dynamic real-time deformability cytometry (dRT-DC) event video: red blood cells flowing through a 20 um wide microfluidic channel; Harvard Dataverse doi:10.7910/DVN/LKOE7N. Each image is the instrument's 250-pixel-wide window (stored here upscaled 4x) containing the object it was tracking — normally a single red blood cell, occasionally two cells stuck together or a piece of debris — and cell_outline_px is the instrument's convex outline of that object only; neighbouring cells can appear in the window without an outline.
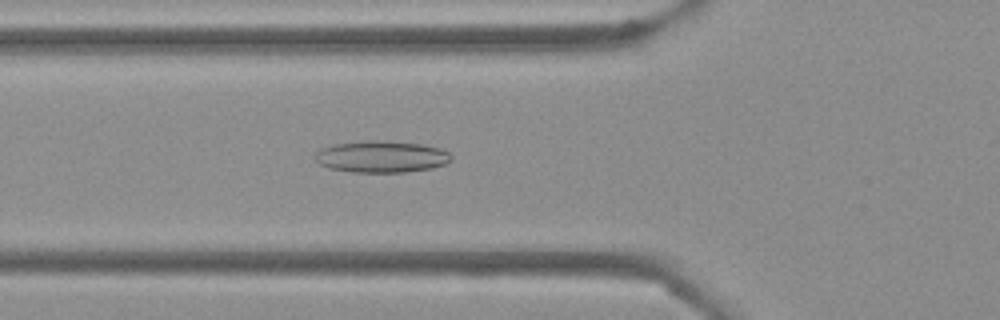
{"species": "Egyptian fruit bat (a non-hibernating species)", "species_latin": "Rousettus aegyptiacus", "temperature_condition": "cold", "stored_images_in_passage": 37, "camera_frame_rate_fps": 3000, "um_per_image_px": 0.085, "frame": {"image": 1, "passage_image": 8, "time_ms": 2.333, "image_size_px": [1000, 320], "cell_outline_px": [[452, 160], [448, 164], [432, 168], [408, 172], [352, 172], [328, 168], [320, 164], [312, 156], [320, 148], [332, 144], [360, 140], [384, 140], [420, 144], [440, 148], [448, 152], [452, 156]], "centroid_in_image_um": [32.4, 13.31], "position_along_channel_um": 93.4, "area_um2": 25.66}}
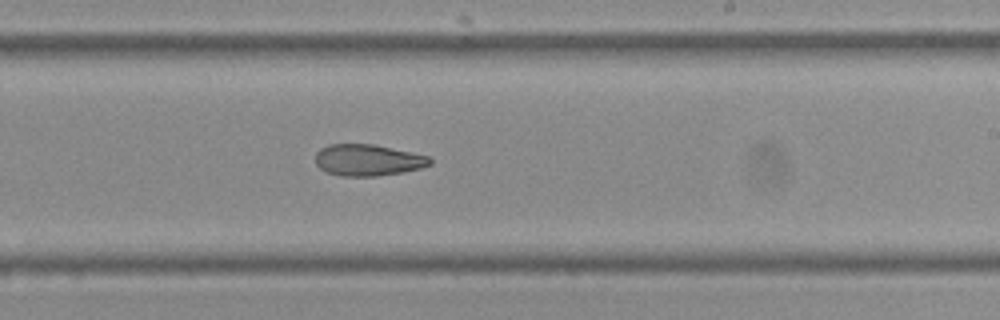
{"frame": {"image": 2, "passage_image": 21, "time_ms": 6.667, "image_size_px": [1000, 320], "cell_outline_px": [[432, 164], [420, 168], [404, 172], [376, 176], [340, 176], [328, 172], [320, 168], [316, 164], [316, 152], [320, 148], [328, 144], [372, 144], [428, 156], [432, 160]], "centroid_in_image_um": [31.25, 13.61], "position_along_channel_um": 257.7, "area_um2": 20.92}}
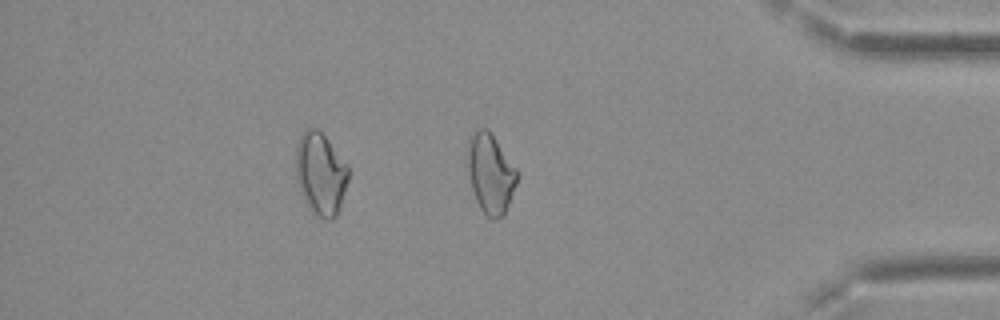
{"frame": {"image": 3, "passage_image": 34, "time_ms": 11.0, "image_size_px": [1000, 320], "cell_outline_px": [[520, 176], [504, 216], [496, 220], [492, 220], [480, 208], [476, 200], [472, 188], [468, 172], [468, 140], [480, 128], [488, 128], [516, 168]], "centroid_in_image_um": [41.72, 14.79], "position_along_channel_um": 393.5, "area_um2": 22.95}, "authors_computed_cell_mechanics": {"area_um2": 22.253, "velocity_mm_per_s": 3.7714, "shape_relaxation_time_tau1_ms": null, "shape_relaxation_time_tau2_ms": 10.9753, "deformation_change_tau1": null, "deformation_change_tau2": 0.2141}}